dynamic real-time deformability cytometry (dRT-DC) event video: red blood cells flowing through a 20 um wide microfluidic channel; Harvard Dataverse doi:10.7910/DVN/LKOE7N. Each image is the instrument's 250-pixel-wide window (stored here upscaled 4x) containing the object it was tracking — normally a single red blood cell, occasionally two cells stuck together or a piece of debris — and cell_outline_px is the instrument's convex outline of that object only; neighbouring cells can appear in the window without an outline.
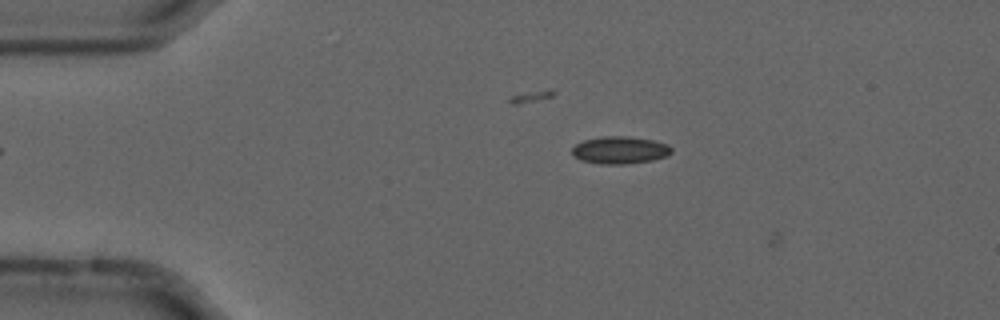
{"species": "common noctule bat (a hibernating species)", "species_latin": "Nyctalus noctula", "temperature_condition": "cold", "stored_images_in_passage": 11, "camera_frame_rate_fps": 3000, "um_per_image_px": 0.085, "animal": {"sex": "male", "forearm_length_mm": 52.5}, "frame": {"image": 1, "passage_image": 10, "time_ms": 3.0, "image_size_px": [1000, 320], "cell_outline_px": [[672, 152], [668, 156], [652, 160], [624, 164], [600, 164], [580, 160], [572, 156], [572, 148], [576, 144], [584, 140], [604, 136], [628, 136], [652, 140], [668, 144], [672, 148]], "centroid_in_image_um": [52.69, 12.76], "position_along_channel_um": 32.3, "area_um2": 15.95}}